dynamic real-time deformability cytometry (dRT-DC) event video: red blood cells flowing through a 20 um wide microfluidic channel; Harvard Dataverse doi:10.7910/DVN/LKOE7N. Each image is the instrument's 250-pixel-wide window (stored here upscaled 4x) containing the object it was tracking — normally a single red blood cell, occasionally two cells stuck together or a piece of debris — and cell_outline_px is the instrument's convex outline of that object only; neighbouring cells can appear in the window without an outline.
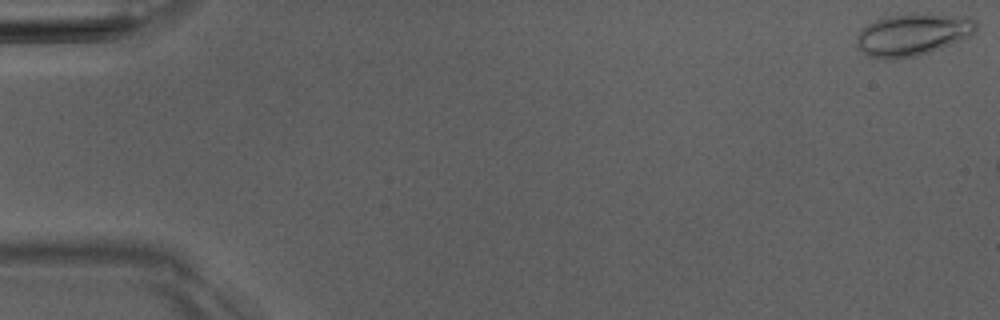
{"species": "Egyptian fruit bat (a non-hibernating species)", "species_latin": "Rousettus aegyptiacus", "temperature_condition": "room temperature", "stored_images_in_passage": 5, "camera_frame_rate_fps": 3000, "um_per_image_px": 0.085, "animal": {"sex": "male"}, "frame": {"image": 1, "passage_image": 5, "time_ms": 5.667, "image_size_px": [1000, 320], "cell_outline_px": [[976, 28], [968, 36], [928, 52], [916, 56], [892, 60], [888, 60], [868, 56], [856, 44], [856, 36], [868, 24], [876, 20], [888, 16], [912, 12], [920, 12], [972, 16], [976, 20]], "centroid_in_image_um": [77.58, 2.9], "position_along_channel_um": 7.4, "area_um2": 29.42}}